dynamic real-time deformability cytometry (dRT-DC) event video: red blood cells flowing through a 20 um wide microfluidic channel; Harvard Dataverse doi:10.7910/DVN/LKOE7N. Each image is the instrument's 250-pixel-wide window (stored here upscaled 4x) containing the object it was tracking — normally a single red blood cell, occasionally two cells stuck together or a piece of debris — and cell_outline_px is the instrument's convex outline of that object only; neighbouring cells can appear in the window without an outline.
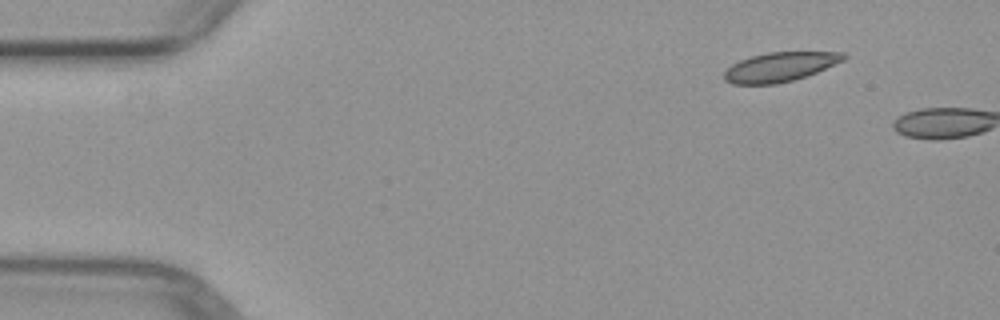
{"species": "common noctule bat (a hibernating species)", "species_latin": "Nyctalus noctula", "temperature_condition": "warm", "stored_images_in_passage": 5, "camera_frame_rate_fps": 3000, "um_per_image_px": 0.085, "animal": {"sex": "female", "body_mass_g": 29.2, "forearm_length_mm": 56.3}, "frame": {"image": 1, "passage_image": 5, "time_ms": 5.0, "image_size_px": [1000, 320], "cell_outline_px": [[848, 56], [844, 60], [808, 76], [776, 84], [732, 84], [724, 80], [724, 72], [732, 64], [740, 60], [752, 56], [768, 52], [848, 52]], "centroid_in_image_um": [66.32, 5.68], "position_along_channel_um": 18.7, "area_um2": 20.46}}